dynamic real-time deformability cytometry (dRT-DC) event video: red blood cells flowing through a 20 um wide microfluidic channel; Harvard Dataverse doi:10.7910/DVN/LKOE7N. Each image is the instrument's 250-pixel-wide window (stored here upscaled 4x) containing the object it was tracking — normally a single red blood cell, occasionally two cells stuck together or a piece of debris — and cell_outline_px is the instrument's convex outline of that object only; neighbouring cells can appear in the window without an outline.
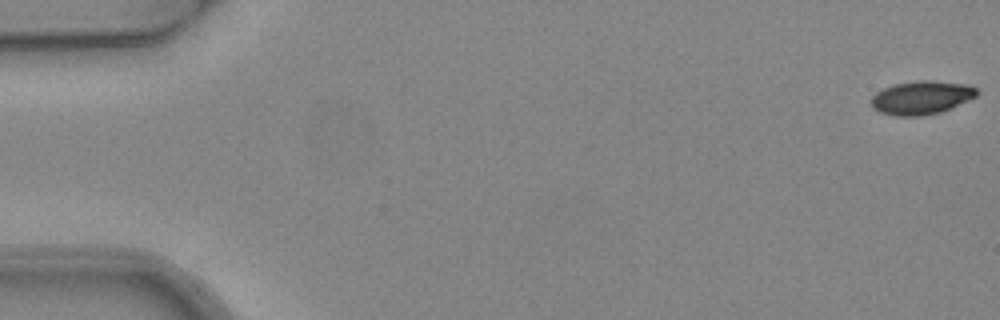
{"species": "common noctule bat (a hibernating species)", "species_latin": "Nyctalus noctula", "temperature_condition": "warm", "stored_images_in_passage": 6, "camera_frame_rate_fps": 3000, "um_per_image_px": 0.085, "animal": {"sex": "female", "body_mass_g": 24.6, "forearm_length_mm": 56.2}, "frame": {"image": 1, "passage_image": 1, "time_ms": 0.0, "image_size_px": [1000, 320], "cell_outline_px": [[980, 92], [976, 96], [968, 100], [940, 112], [920, 116], [896, 116], [880, 112], [872, 108], [872, 96], [876, 92], [892, 84], [920, 80], [932, 80], [972, 84]], "centroid_in_image_um": [78.34, 8.28], "position_along_channel_um": 6.7, "area_um2": 20.75}}